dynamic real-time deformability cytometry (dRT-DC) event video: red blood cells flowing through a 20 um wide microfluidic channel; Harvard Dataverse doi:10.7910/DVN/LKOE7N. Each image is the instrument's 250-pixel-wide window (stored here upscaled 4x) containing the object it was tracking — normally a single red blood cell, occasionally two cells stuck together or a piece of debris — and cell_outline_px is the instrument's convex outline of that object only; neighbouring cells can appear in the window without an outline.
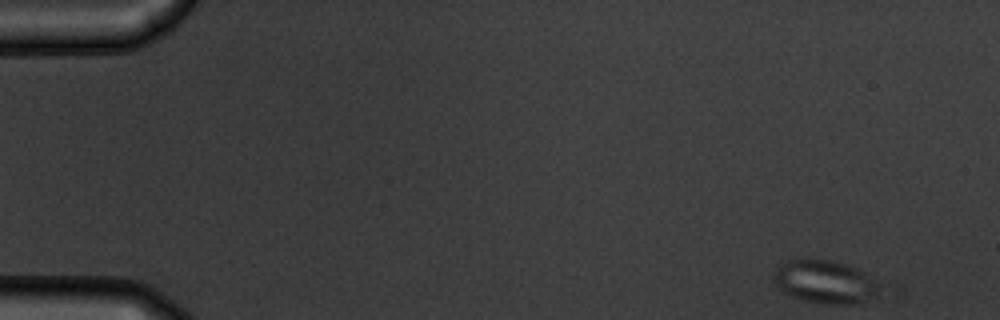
{"species": "common noctule bat (a hibernating species)", "species_latin": "Nyctalus noctula", "temperature_condition": "warm", "stored_images_in_passage": 52, "camera_frame_rate_fps": 3000, "um_per_image_px": 0.085, "animal": {"sex": "male", "body_mass_g": 19.5, "forearm_length_mm": 54.6}, "frame": {"image": 1, "passage_image": 1, "time_ms": 0.0, "image_size_px": [1000, 320], "cell_outline_px": [[880, 284], [876, 296], [856, 304], [824, 304], [804, 300], [792, 296], [784, 292], [776, 284], [772, 276], [776, 268], [780, 264], [788, 260], [828, 260], [848, 264], [864, 272]], "centroid_in_image_um": [70.13, 23.96], "position_along_channel_um": 14.9, "area_um2": 26.41}}
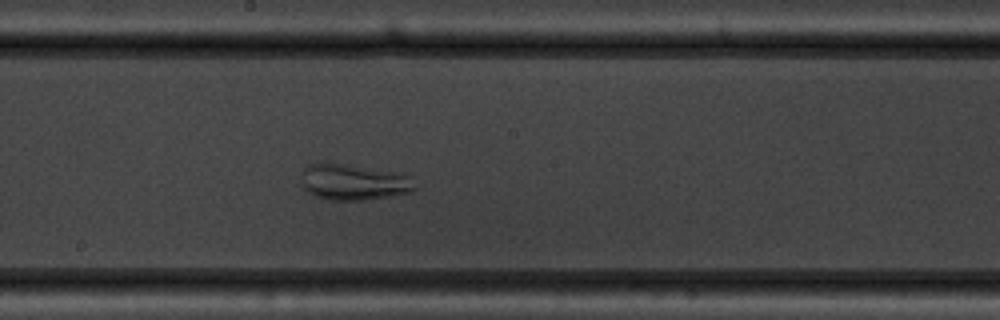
{"frame": {"image": 2, "passage_image": 28, "time_ms": 9.0, "image_size_px": [1000, 320], "cell_outline_px": [[416, 188], [412, 192], [364, 200], [328, 200], [316, 196], [308, 192], [304, 188], [304, 168], [308, 164], [324, 160], [392, 172], [408, 176]], "centroid_in_image_um": [30.01, 15.46], "position_along_channel_um": 218.2, "area_um2": 23.64}}
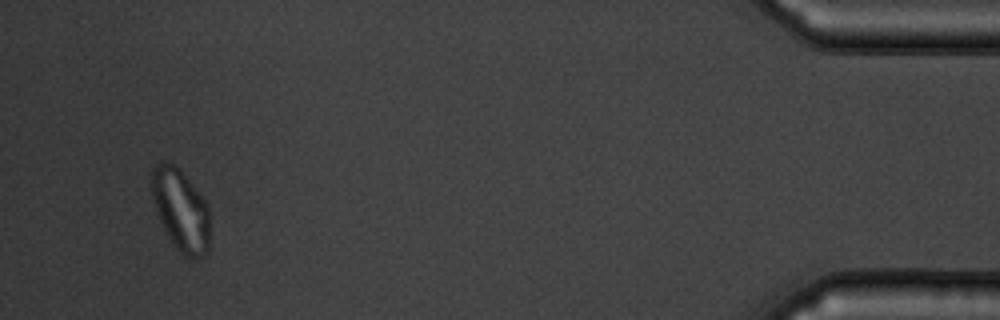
{"frame": {"image": 3, "passage_image": 50, "time_ms": 16.333, "image_size_px": [1000, 320], "cell_outline_px": [[208, 252], [204, 256], [196, 260], [184, 256], [176, 248], [168, 236], [156, 212], [152, 200], [152, 168], [160, 160], [164, 160], [172, 164], [184, 176], [208, 204]], "centroid_in_image_um": [15.34, 17.89], "position_along_channel_um": 419.9, "area_um2": 27.4}, "authors_computed_cell_mechanics": {"area_um2": 27.1082, "velocity_mm_per_s": 3.6969, "shape_relaxation_time_tau1_ms": 4.4272, "shape_relaxation_time_tau2_ms": 1.1887, "deformation_change_tau1": 0.1221, "deformation_change_tau2": 0.0609}}